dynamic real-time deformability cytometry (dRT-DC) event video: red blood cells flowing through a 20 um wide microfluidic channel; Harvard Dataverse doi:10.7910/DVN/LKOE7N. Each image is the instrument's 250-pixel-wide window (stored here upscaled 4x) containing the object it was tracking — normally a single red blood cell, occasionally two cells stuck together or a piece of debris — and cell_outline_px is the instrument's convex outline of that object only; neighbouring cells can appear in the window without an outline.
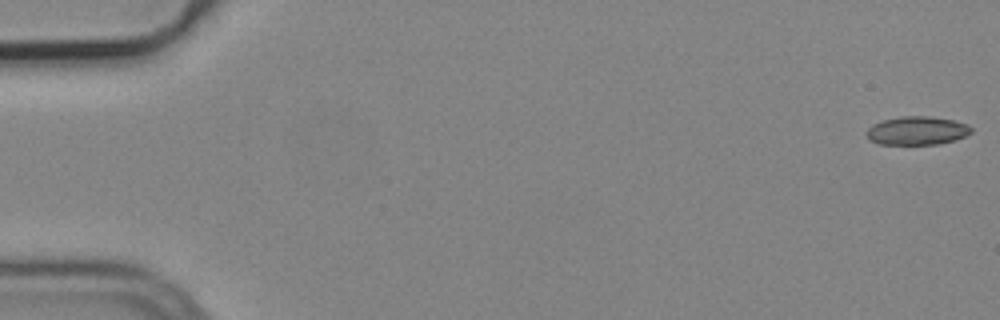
{"species": "common noctule bat (a hibernating species)", "species_latin": "Nyctalus noctula", "temperature_condition": "cold", "stored_images_in_passage": 6, "camera_frame_rate_fps": 3000, "um_per_image_px": 0.085, "animal": {"sex": "male", "body_mass_g": 19.2, "forearm_length_mm": 51.8}, "frame": {"image": 1, "passage_image": 1, "time_ms": 0.0, "image_size_px": [1000, 320], "cell_outline_px": [[972, 132], [956, 140], [940, 144], [880, 144], [872, 140], [868, 136], [868, 128], [872, 124], [884, 120], [900, 116], [928, 116], [952, 120], [968, 124], [972, 128]], "centroid_in_image_um": [77.99, 11.1], "position_along_channel_um": 7.0, "area_um2": 17.22}}